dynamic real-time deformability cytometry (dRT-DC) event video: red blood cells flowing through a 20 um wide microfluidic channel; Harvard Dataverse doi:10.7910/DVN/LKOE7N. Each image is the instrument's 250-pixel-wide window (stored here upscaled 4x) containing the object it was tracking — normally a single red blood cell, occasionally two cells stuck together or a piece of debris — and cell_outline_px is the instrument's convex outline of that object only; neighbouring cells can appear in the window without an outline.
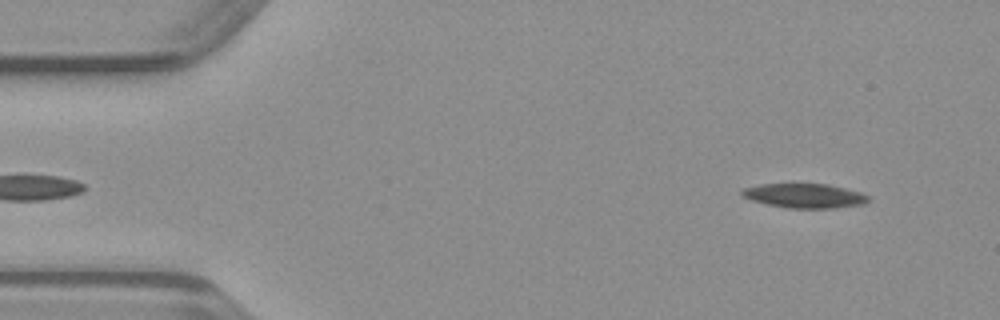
{"species": "common noctule bat (a hibernating species)", "species_latin": "Nyctalus noctula", "temperature_condition": "warm", "stored_images_in_passage": 48, "camera_frame_rate_fps": 3000, "um_per_image_px": 0.085, "animal": {"sex": "male", "body_mass_g": 23.1, "forearm_length_mm": 52.7}, "frame": {"image": 1, "passage_image": 3, "time_ms": 0.667, "image_size_px": [1000, 320], "cell_outline_px": [[868, 200], [864, 204], [836, 208], [788, 208], [768, 204], [752, 200], [740, 196], [740, 192], [744, 188], [760, 184], [828, 184], [860, 192], [868, 196]], "centroid_in_image_um": [68.37, 16.64], "position_along_channel_um": 16.6, "area_um2": 17.86}}
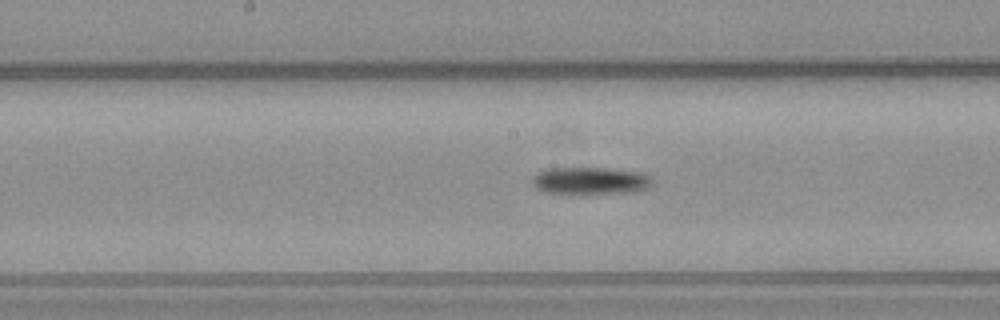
{"frame": {"image": 2, "passage_image": 23, "time_ms": 7.333, "image_size_px": [1000, 320], "cell_outline_px": [[652, 184], [648, 188], [632, 192], [548, 192], [536, 188], [532, 184], [532, 176], [536, 172], [548, 168], [604, 168], [644, 172], [652, 180]], "centroid_in_image_um": [50.17, 15.33], "position_along_channel_um": 198.0, "area_um2": 18.67}}
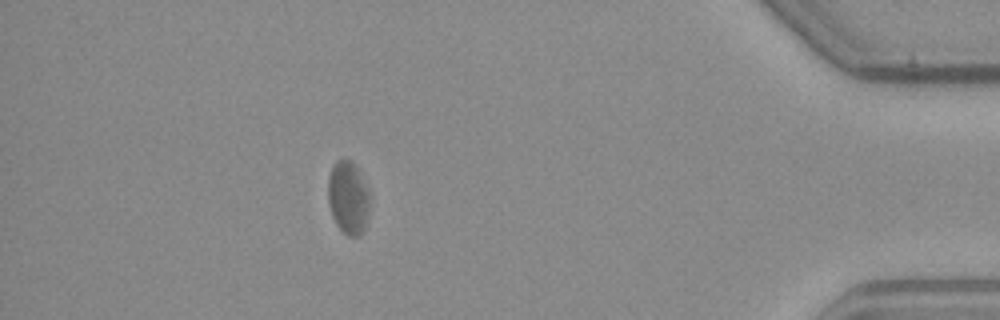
{"frame": {"image": 3, "passage_image": 42, "time_ms": 13.667, "image_size_px": [1000, 320], "cell_outline_px": [[368, 216], [364, 228], [360, 236], [348, 236], [336, 224], [332, 216], [328, 204], [328, 176], [336, 160], [348, 160], [356, 164], [368, 188]], "centroid_in_image_um": [29.59, 16.79], "position_along_channel_um": 405.6, "area_um2": 17.74}}